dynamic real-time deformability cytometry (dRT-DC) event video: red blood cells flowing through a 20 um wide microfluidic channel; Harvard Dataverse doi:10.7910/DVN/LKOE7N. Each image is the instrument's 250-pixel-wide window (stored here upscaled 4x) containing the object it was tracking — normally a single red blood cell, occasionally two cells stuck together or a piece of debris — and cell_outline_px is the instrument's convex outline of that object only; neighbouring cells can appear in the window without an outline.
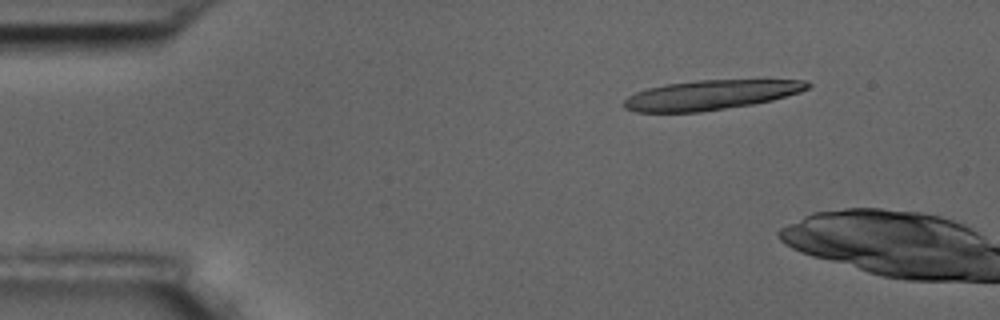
{"species": "common noctule bat (a hibernating species)", "species_latin": "Nyctalus noctula", "temperature_condition": "room temperature", "stored_images_in_passage": 6, "camera_frame_rate_fps": 3000, "um_per_image_px": 0.085, "animal": {"sex": "male", "body_mass_g": 17.5, "forearm_length_mm": 52.3}, "frame": {"image": 1, "passage_image": 2, "time_ms": 0.333, "image_size_px": [1000, 320], "cell_outline_px": [[812, 84], [808, 88], [800, 92], [772, 100], [752, 104], [700, 112], [636, 112], [624, 108], [624, 100], [628, 96], [636, 92], [648, 88], [664, 84], [696, 80], [808, 80]], "centroid_in_image_um": [60.4, 8.07], "position_along_channel_um": 24.6, "area_um2": 31.67}}